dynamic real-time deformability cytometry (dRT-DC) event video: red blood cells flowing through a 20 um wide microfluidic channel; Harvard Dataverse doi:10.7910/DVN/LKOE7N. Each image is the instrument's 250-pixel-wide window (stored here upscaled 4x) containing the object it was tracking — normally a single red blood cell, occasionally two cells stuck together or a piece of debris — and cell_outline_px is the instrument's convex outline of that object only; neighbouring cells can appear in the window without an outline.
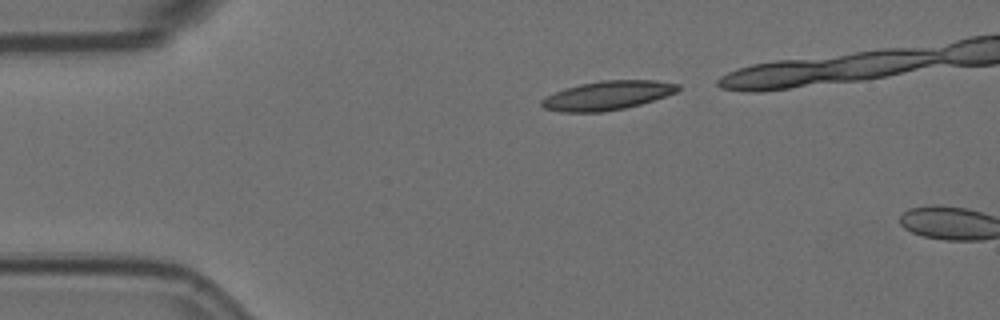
{"species": "Egyptian fruit bat (a non-hibernating species)", "species_latin": "Rousettus aegyptiacus", "temperature_condition": "room temperature", "stored_images_in_passage": 2, "camera_frame_rate_fps": 3000, "um_per_image_px": 0.085, "animal": {"sex": "female"}, "frame": {"image": 1, "passage_image": 1, "time_ms": 0.0, "image_size_px": [1000, 320], "cell_outline_px": [[680, 88], [676, 92], [640, 104], [624, 108], [600, 112], [560, 112], [544, 108], [540, 104], [540, 100], [544, 96], [564, 88], [580, 84], [600, 80], [656, 80], [680, 84]], "centroid_in_image_um": [51.58, 8.1], "position_along_channel_um": 33.4, "area_um2": 23.06}}